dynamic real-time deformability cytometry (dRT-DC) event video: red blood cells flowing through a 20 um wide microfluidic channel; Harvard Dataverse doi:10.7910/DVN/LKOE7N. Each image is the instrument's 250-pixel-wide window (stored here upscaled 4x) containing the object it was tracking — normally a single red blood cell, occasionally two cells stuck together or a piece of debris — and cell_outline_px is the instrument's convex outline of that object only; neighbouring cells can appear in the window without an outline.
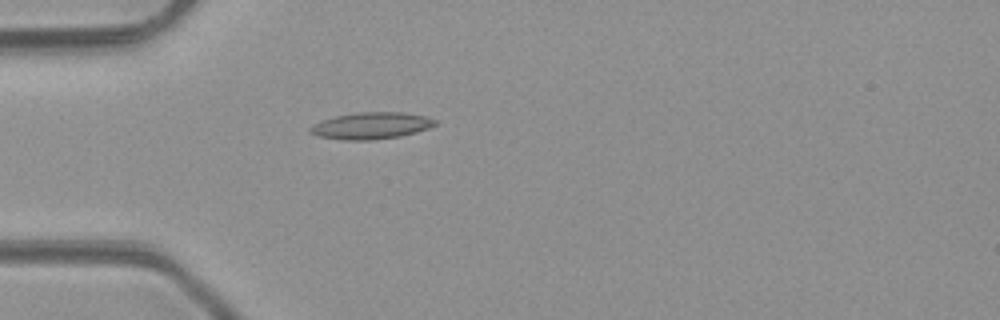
{"species": "common noctule bat (a hibernating species)", "species_latin": "Nyctalus noctula", "temperature_condition": "room temperature", "stored_images_in_passage": 4, "camera_frame_rate_fps": 3000, "um_per_image_px": 0.085, "animal": {"sex": "male", "body_mass_g": 23.1, "forearm_length_mm": 52.7}, "frame": {"image": 1, "passage_image": 4, "time_ms": 4.0, "image_size_px": [1000, 320], "cell_outline_px": [[436, 124], [428, 128], [416, 132], [400, 136], [372, 140], [344, 140], [320, 136], [308, 132], [308, 128], [324, 120], [336, 116], [356, 112], [404, 112], [424, 116], [436, 120]], "centroid_in_image_um": [31.56, 10.68], "position_along_channel_um": 53.4, "area_um2": 19.25}}